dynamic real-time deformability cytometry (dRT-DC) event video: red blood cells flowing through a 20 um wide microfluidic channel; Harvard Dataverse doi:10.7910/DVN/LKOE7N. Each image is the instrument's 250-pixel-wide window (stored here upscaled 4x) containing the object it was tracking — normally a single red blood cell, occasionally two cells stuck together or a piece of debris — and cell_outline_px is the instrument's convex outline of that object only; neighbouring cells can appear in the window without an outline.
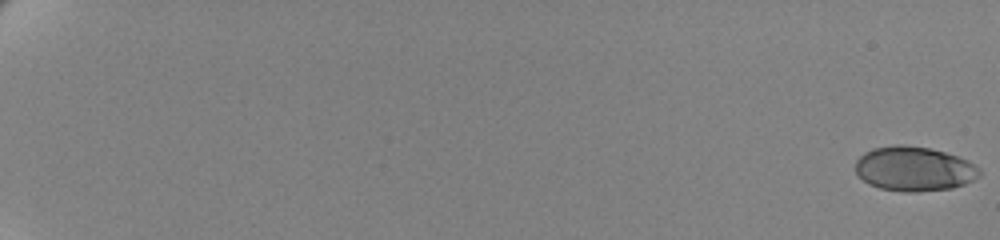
{"species": "human", "species_latin": "Homo sapiens", "temperature_condition": "cold", "stored_images_in_passage": 63, "camera_frame_rate_fps": 3000, "um_per_image_px": 0.085, "donor": {"sex": "female"}, "frame": {"image": 1, "passage_image": 1, "time_ms": 0.0, "image_size_px": [1000, 240], "cell_outline_px": [[980, 176], [964, 184], [952, 188], [916, 192], [904, 192], [880, 188], [868, 184], [856, 172], [856, 160], [864, 152], [872, 148], [892, 144], [904, 144], [928, 148], [944, 152], [968, 160], [980, 168]], "centroid_in_image_um": [77.69, 14.34], "position_along_channel_um": 7.3, "area_um2": 32.31}}
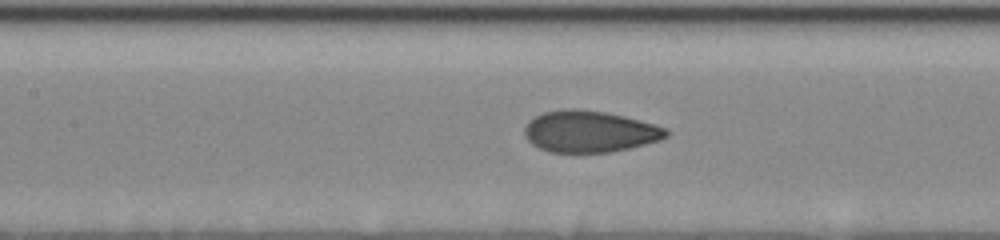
{"frame": {"image": 2, "passage_image": 34, "time_ms": 11.0, "image_size_px": [1000, 240], "cell_outline_px": [[668, 136], [660, 140], [628, 148], [608, 152], [548, 152], [532, 144], [528, 140], [524, 132], [524, 128], [536, 116], [544, 112], [560, 108], [576, 108], [604, 112], [624, 116], [652, 124], [664, 128], [668, 132]], "centroid_in_image_um": [50.09, 11.17], "position_along_channel_um": 157.3, "area_um2": 33.93}}
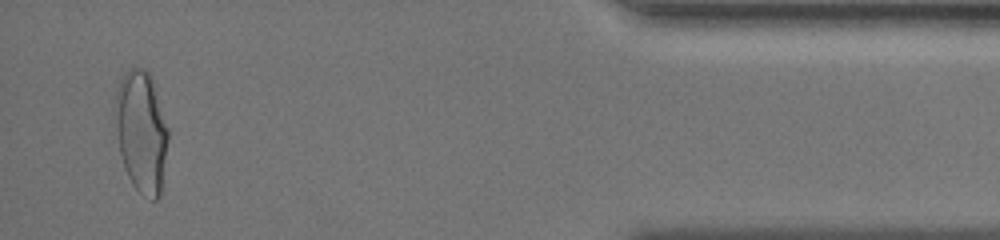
{"frame": {"image": 3, "passage_image": 61, "time_ms": 20.0, "image_size_px": [1000, 240], "cell_outline_px": [[168, 140], [160, 196], [156, 200], [152, 200], [140, 192], [132, 184], [124, 168], [120, 152], [112, 116], [112, 108], [116, 88], [124, 72], [128, 68], [144, 68], [152, 76], [168, 128]], "centroid_in_image_um": [11.98, 11.13], "position_along_channel_um": 423.2, "area_um2": 38.32}, "authors_computed_cell_mechanics": {"area_um2": 33.5818, "velocity_mm_per_s": 3.4818, "shape_relaxation_time_tau1_ms": 5.224, "shape_relaxation_time_tau2_ms": null, "deformation_change_tau1": 0.1562, "deformation_change_tau2": null}}